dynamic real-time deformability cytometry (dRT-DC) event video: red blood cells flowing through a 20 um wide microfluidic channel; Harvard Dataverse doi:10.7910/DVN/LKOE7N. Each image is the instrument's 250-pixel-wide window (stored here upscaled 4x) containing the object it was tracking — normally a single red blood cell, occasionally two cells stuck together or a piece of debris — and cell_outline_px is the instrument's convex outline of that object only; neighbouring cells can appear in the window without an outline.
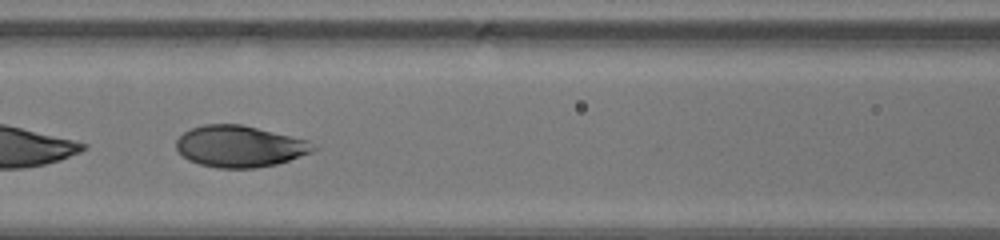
{"species": "human", "species_latin": "Homo sapiens", "temperature_condition": "warm", "stored_images_in_passage": 34, "segment_of_instrument_passage": [2, 2], "camera_frame_rate_fps": 3000, "um_per_image_px": 0.085, "donor": {"sex": "male"}, "frame": {"image": 1, "passage_image": 17, "time_ms": 5.333, "image_size_px": [1000, 240], "cell_outline_px": [[316, 148], [312, 152], [276, 164], [256, 168], [216, 168], [200, 164], [188, 160], [176, 148], [176, 140], [184, 132], [192, 128], [204, 124], [240, 124], [308, 140]], "centroid_in_image_um": [20.35, 12.44], "position_along_channel_um": 146.3, "area_um2": 32.83}}
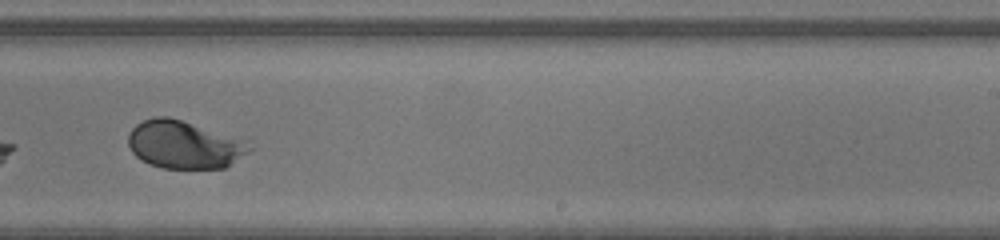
{"frame": {"image": 2, "passage_image": 25, "time_ms": 8.0, "image_size_px": [1000, 240], "cell_outline_px": [[256, 148], [224, 168], [160, 168], [148, 164], [140, 160], [132, 152], [128, 144], [128, 136], [132, 128], [136, 124], [144, 120], [156, 116], [168, 116], [248, 140]], "centroid_in_image_um": [15.69, 12.3], "position_along_channel_um": 273.3, "area_um2": 34.16}}
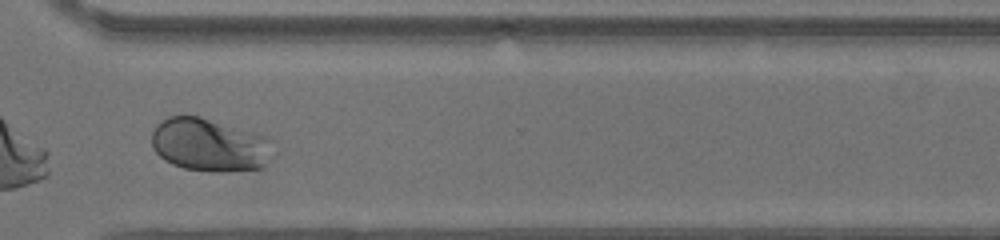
{"frame": {"image": 3, "passage_image": 30, "time_ms": 9.667, "image_size_px": [1000, 240], "cell_outline_px": [[276, 156], [264, 168], [224, 172], [208, 172], [184, 168], [172, 164], [164, 160], [152, 148], [152, 132], [156, 124], [160, 120], [168, 116], [200, 116], [268, 136], [272, 140], [276, 152]], "centroid_in_image_um": [17.9, 12.33], "position_along_channel_um": 352.7, "area_um2": 38.67}}